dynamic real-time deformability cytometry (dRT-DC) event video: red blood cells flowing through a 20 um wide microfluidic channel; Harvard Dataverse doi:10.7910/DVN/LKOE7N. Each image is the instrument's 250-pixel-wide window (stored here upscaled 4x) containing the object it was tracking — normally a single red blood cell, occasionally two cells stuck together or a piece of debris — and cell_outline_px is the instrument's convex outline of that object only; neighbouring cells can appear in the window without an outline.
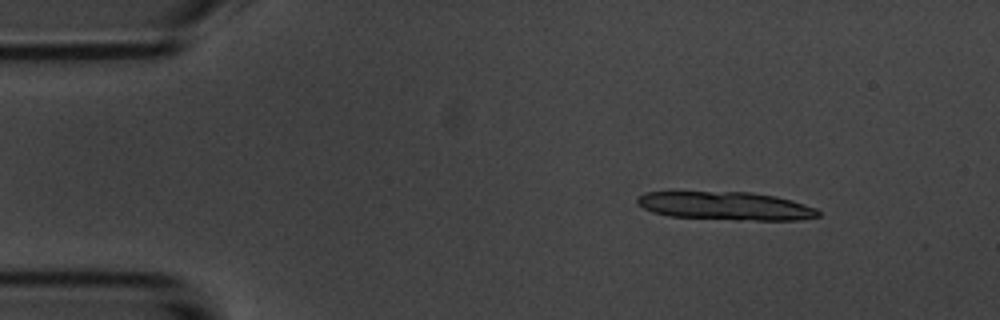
{"species": "common noctule bat (a hibernating species)", "species_latin": "Nyctalus noctula", "temperature_condition": "room temperature", "stored_images_in_passage": 5, "segment_of_instrument_passage": [1, 2], "camera_frame_rate_fps": 3000, "um_per_image_px": 0.085, "animal": {"sex": "male", "body_mass_g": 20.1, "forearm_length_mm": 53.5}, "frame": {"image": 1, "passage_image": 2, "time_ms": 1.0, "image_size_px": [1000, 320], "cell_outline_px": [[820, 216], [800, 220], [736, 220], [668, 216], [652, 212], [636, 204], [636, 196], [644, 192], [752, 192], [776, 196], [792, 200], [816, 208], [820, 212]], "centroid_in_image_um": [61.67, 17.5], "position_along_channel_um": 23.3, "area_um2": 30.11}}